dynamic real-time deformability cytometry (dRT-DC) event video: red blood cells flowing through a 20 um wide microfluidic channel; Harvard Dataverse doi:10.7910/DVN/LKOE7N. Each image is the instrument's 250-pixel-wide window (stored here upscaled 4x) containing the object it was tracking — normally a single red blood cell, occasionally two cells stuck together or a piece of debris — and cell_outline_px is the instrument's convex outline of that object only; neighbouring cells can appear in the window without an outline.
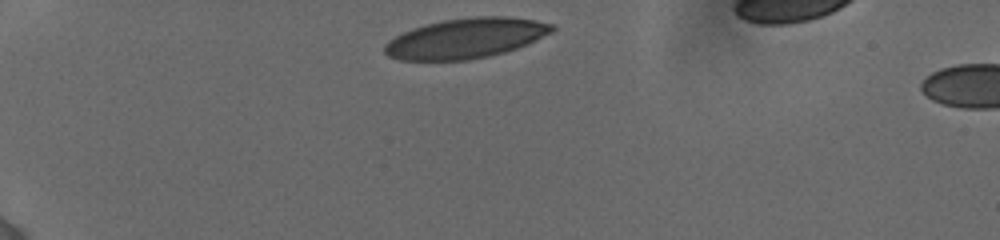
{"species": "human", "species_latin": "Homo sapiens", "temperature_condition": "cold", "stored_images_in_passage": 5, "camera_frame_rate_fps": 3000, "um_per_image_px": 0.085, "donor": {"sex": "female"}, "frame": {"image": 1, "passage_image": 1, "time_ms": 0.0, "image_size_px": [1000, 240], "cell_outline_px": [[556, 28], [552, 32], [528, 44], [504, 52], [488, 56], [468, 60], [400, 60], [388, 56], [384, 52], [384, 44], [388, 40], [412, 28], [444, 20], [472, 16], [504, 16], [536, 20], [552, 24]], "centroid_in_image_um": [39.59, 3.25], "position_along_channel_um": 45.4, "area_um2": 39.02}}
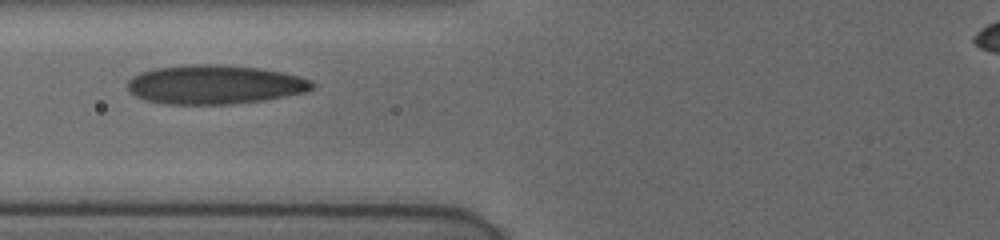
{"frame": {"image": 2, "passage_image": 4, "time_ms": 3.0, "image_size_px": [1000, 240], "cell_outline_px": [[316, 84], [312, 88], [304, 92], [264, 100], [232, 104], [164, 104], [144, 100], [136, 96], [128, 88], [128, 80], [132, 76], [140, 72], [156, 68], [184, 64], [220, 64], [260, 68], [284, 72], [300, 76], [312, 80]], "centroid_in_image_um": [18.25, 7.18], "position_along_channel_um": 107.6, "area_um2": 42.31}}